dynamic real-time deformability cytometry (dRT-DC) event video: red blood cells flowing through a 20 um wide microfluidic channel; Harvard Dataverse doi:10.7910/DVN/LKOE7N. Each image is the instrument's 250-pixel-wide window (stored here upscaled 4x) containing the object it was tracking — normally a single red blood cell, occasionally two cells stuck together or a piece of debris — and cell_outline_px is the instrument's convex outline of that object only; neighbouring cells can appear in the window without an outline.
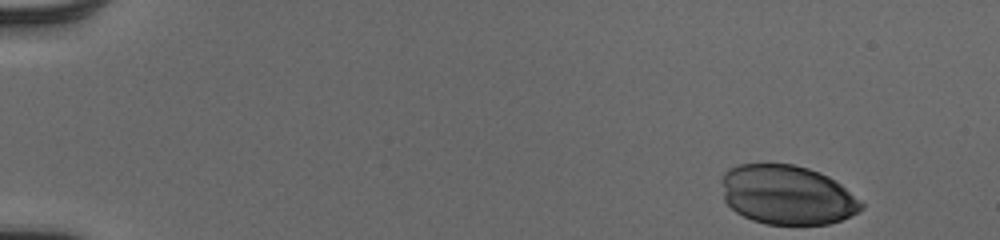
{"species": "human", "species_latin": "Homo sapiens", "temperature_condition": "cold", "stored_images_in_passage": 42, "camera_frame_rate_fps": 3000, "um_per_image_px": 0.085, "donor": {"sex": "male"}, "frame": {"image": 1, "passage_image": 1, "time_ms": 0.0, "image_size_px": [1000, 240], "cell_outline_px": [[864, 208], [840, 220], [828, 224], [764, 224], [752, 220], [736, 212], [724, 200], [724, 172], [728, 168], [740, 164], [792, 164], [808, 168], [820, 172], [836, 180], [864, 204]], "centroid_in_image_um": [66.92, 16.56], "position_along_channel_um": 18.1, "area_um2": 47.97}}
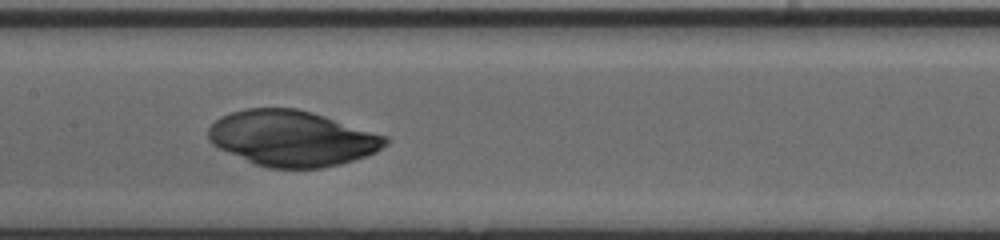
{"frame": {"image": 2, "passage_image": 24, "time_ms": 7.667, "image_size_px": [1000, 240], "cell_outline_px": [[388, 144], [376, 152], [340, 164], [320, 168], [268, 168], [256, 164], [220, 148], [212, 144], [208, 140], [208, 128], [220, 116], [244, 108], [296, 108], [312, 112], [388, 136]], "centroid_in_image_um": [24.83, 11.75], "position_along_channel_um": 182.6, "area_um2": 57.16}}
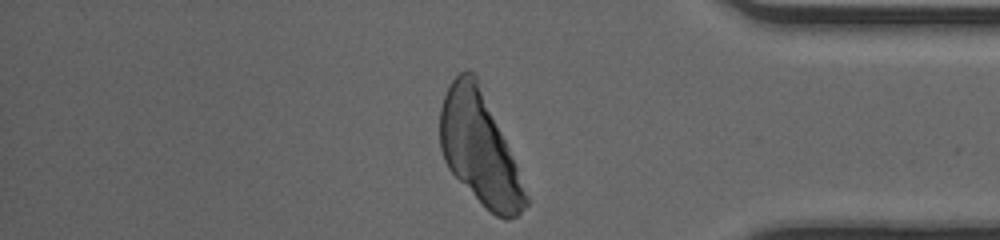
{"frame": {"image": 3, "passage_image": 41, "time_ms": 13.333, "image_size_px": [1000, 240], "cell_outline_px": [[528, 204], [516, 216], [508, 220], [504, 220], [496, 216], [448, 168], [444, 160], [440, 148], [440, 108], [444, 96], [452, 80], [460, 72], [468, 68], [476, 76], [504, 140], [516, 168], [528, 200]], "centroid_in_image_um": [40.71, 12.6], "position_along_channel_um": 394.5, "area_um2": 53.75}}